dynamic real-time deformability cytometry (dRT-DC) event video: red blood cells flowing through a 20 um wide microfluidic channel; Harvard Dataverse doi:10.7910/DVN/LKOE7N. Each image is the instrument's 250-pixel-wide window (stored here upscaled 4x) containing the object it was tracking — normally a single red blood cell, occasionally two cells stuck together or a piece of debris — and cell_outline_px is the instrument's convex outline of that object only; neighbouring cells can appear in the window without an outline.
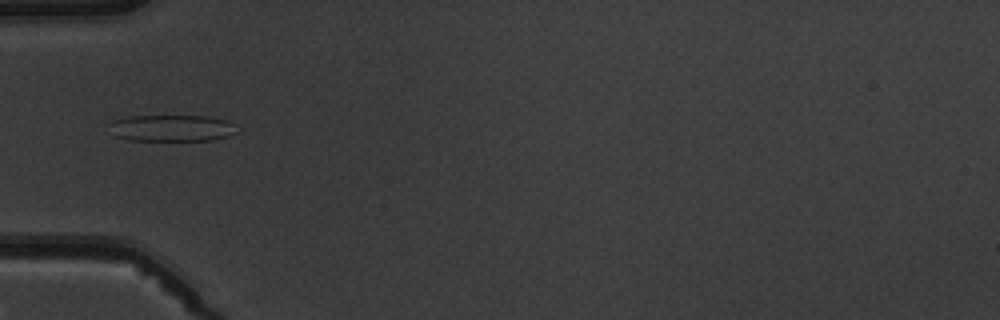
{"species": "common noctule bat (a hibernating species)", "species_latin": "Nyctalus noctula", "temperature_condition": "warm", "stored_images_in_passage": 7, "camera_frame_rate_fps": 3000, "um_per_image_px": 0.085, "animal": {"sex": "male", "body_mass_g": 19.5, "forearm_length_mm": 54.6}, "frame": {"image": 1, "passage_image": 4, "time_ms": 3.667, "image_size_px": [1000, 320], "cell_outline_px": [[236, 132], [228, 136], [212, 140], [128, 140], [116, 136], [112, 120], [128, 116], [204, 116], [228, 120], [236, 124]], "centroid_in_image_um": [14.68, 10.88], "position_along_channel_um": 70.3, "area_um2": 19.48}}
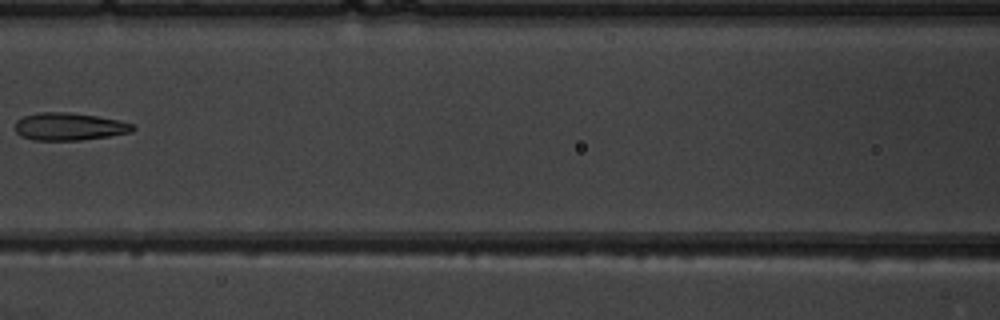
{"frame": {"image": 2, "passage_image": 6, "time_ms": 6.0, "image_size_px": [1000, 320], "cell_outline_px": [[136, 128], [132, 132], [108, 136], [80, 140], [32, 140], [20, 136], [16, 132], [16, 120], [24, 116], [36, 112], [72, 112], [120, 120], [132, 124]], "centroid_in_image_um": [5.87, 10.75], "position_along_channel_um": 160.7, "area_um2": 19.02}}
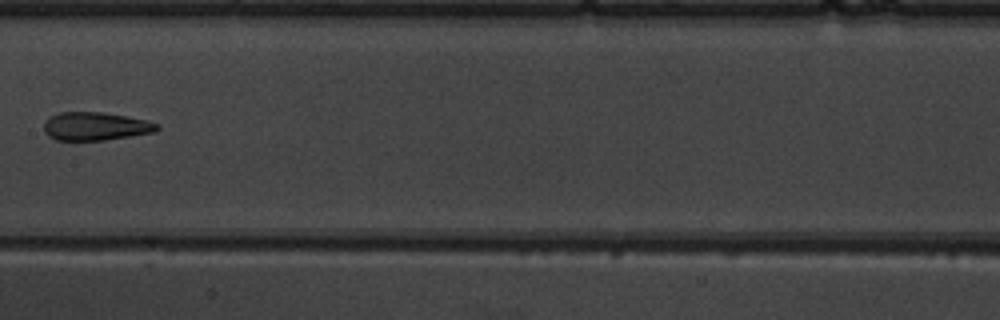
{"frame": {"image": 3, "passage_image": 7, "time_ms": 7.0, "image_size_px": [1000, 320], "cell_outline_px": [[160, 128], [156, 132], [104, 140], [56, 140], [48, 136], [44, 132], [44, 124], [52, 116], [60, 112], [104, 112], [148, 120], [160, 124]], "centroid_in_image_um": [8.17, 10.73], "position_along_channel_um": 199.2, "area_um2": 18.67}}